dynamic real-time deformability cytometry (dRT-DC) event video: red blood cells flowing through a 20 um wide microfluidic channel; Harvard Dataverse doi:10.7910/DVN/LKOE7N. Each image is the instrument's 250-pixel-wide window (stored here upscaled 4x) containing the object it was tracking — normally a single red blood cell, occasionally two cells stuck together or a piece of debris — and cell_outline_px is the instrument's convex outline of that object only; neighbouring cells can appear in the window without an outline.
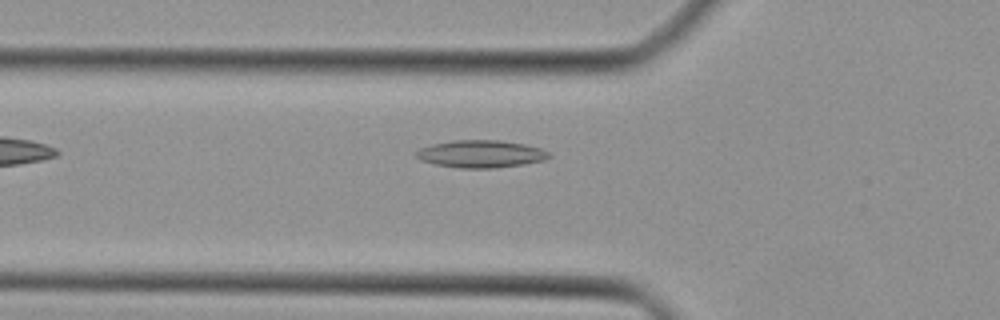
{"species": "Egyptian fruit bat (a non-hibernating species)", "species_latin": "Rousettus aegyptiacus", "temperature_condition": "cold", "stored_images_in_passage": 27, "camera_frame_rate_fps": 3000, "um_per_image_px": 0.085, "animal": {"sex": "female"}, "frame": {"image": 1, "passage_image": 2, "time_ms": 0.333, "image_size_px": [1000, 320], "cell_outline_px": [[552, 156], [544, 160], [524, 164], [496, 168], [460, 168], [436, 164], [420, 160], [416, 156], [416, 152], [420, 148], [432, 144], [452, 140], [500, 140], [524, 144], [540, 148], [548, 152]], "centroid_in_image_um": [40.88, 13.08], "position_along_channel_um": 84.9, "area_um2": 21.21}}
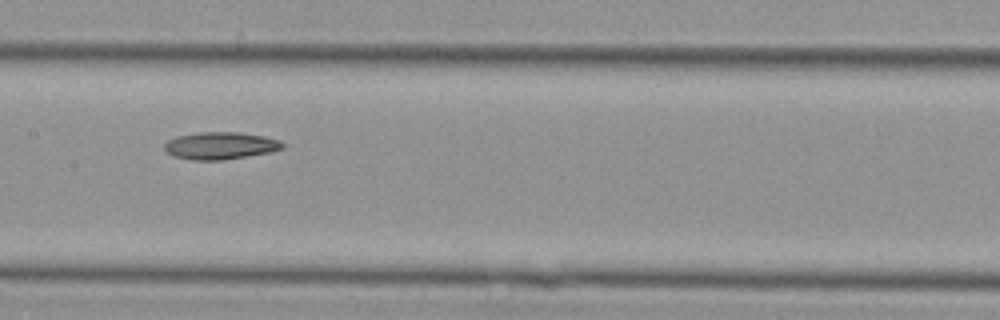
{"frame": {"image": 2, "passage_image": 9, "time_ms": 2.667, "image_size_px": [1000, 320], "cell_outline_px": [[284, 148], [268, 152], [220, 160], [188, 160], [172, 156], [164, 148], [164, 144], [168, 140], [176, 136], [200, 132], [240, 132], [264, 136], [280, 140], [284, 144]], "centroid_in_image_um": [18.7, 12.37], "position_along_channel_um": 188.7, "area_um2": 18.73}}
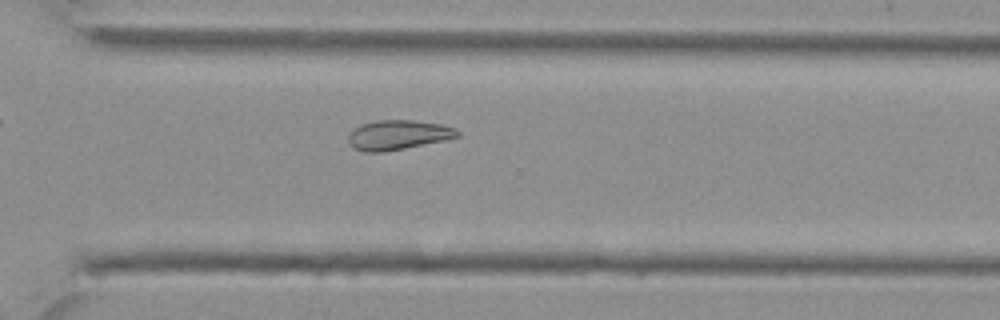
{"frame": {"image": 3, "passage_image": 19, "time_ms": 6.0, "image_size_px": [1000, 320], "cell_outline_px": [[460, 136], [448, 140], [384, 152], [364, 152], [352, 148], [348, 144], [348, 136], [360, 124], [376, 120], [412, 120], [440, 124], [452, 128], [460, 132]], "centroid_in_image_um": [33.82, 11.48], "position_along_channel_um": 336.8, "area_um2": 18.96}}